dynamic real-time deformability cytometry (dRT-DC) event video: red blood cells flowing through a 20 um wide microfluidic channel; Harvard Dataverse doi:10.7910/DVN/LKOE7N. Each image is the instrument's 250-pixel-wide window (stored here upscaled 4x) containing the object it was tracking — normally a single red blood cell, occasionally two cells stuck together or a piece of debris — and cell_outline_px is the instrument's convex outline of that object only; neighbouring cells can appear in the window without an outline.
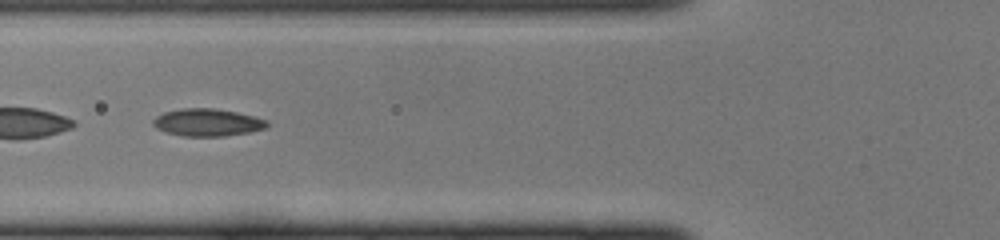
{"species": "common noctule bat (a hibernating species)", "species_latin": "Nyctalus noctula", "temperature_condition": "cold", "stored_images_in_passage": 26, "camera_frame_rate_fps": 3000, "um_per_image_px": 0.085, "animal": {"sex": "female", "body_mass_g": 22.0, "forearm_length_mm": 56.7}, "frame": {"image": 1, "passage_image": 16, "time_ms": 5.0, "image_size_px": [1000, 240], "cell_outline_px": [[268, 124], [264, 128], [248, 132], [224, 136], [180, 136], [156, 128], [152, 124], [152, 120], [156, 116], [164, 112], [180, 108], [212, 108], [236, 112], [268, 120]], "centroid_in_image_um": [17.58, 10.4], "position_along_channel_um": 108.2, "area_um2": 18.09}}
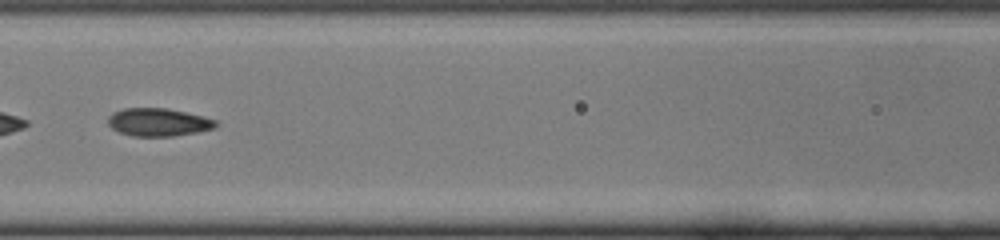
{"frame": {"image": 2, "passage_image": 19, "time_ms": 6.0, "image_size_px": [1000, 240], "cell_outline_px": [[220, 124], [216, 128], [196, 132], [172, 136], [132, 136], [120, 132], [112, 128], [108, 124], [108, 116], [112, 112], [124, 108], [164, 108], [184, 112], [216, 120]], "centroid_in_image_um": [13.45, 10.39], "position_along_channel_um": 153.2, "area_um2": 17.46}}